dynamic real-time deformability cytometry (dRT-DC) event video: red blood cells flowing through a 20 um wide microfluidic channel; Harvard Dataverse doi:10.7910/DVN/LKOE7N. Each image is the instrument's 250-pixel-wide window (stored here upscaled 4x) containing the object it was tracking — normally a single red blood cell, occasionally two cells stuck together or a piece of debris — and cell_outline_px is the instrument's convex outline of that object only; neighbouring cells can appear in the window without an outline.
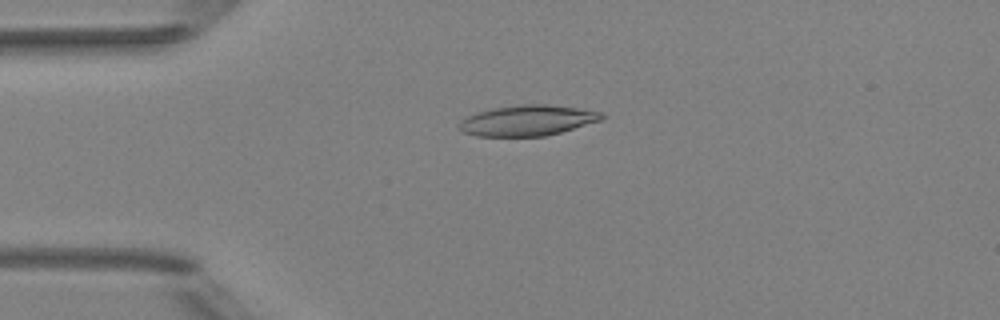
{"species": "Egyptian fruit bat (a non-hibernating species)", "species_latin": "Rousettus aegyptiacus", "temperature_condition": "room temperature", "stored_images_in_passage": 6, "camera_frame_rate_fps": 3000, "um_per_image_px": 0.085, "animal": {"sex": "female"}, "frame": {"image": 1, "passage_image": 4, "time_ms": 3.333, "image_size_px": [1000, 320], "cell_outline_px": [[604, 120], [560, 132], [544, 136], [476, 136], [460, 132], [460, 120], [476, 112], [492, 108], [520, 104], [548, 104], [604, 112]], "centroid_in_image_um": [44.84, 10.23], "position_along_channel_um": 40.2, "area_um2": 25.55}}
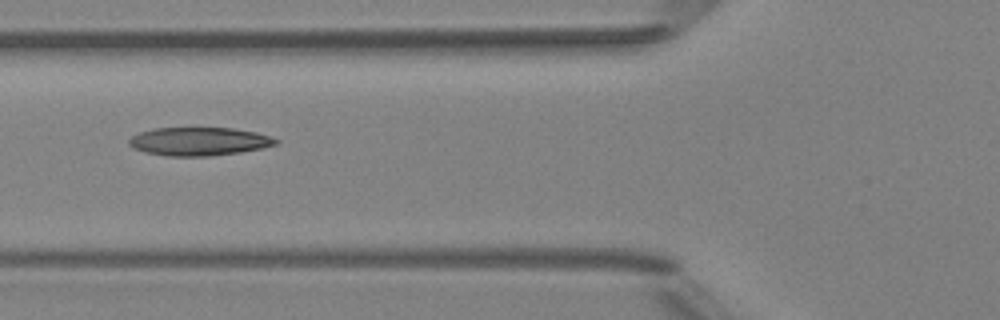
{"frame": {"image": 2, "passage_image": 6, "time_ms": 5.667, "image_size_px": [1000, 320], "cell_outline_px": [[280, 140], [276, 144], [260, 148], [240, 152], [208, 156], [168, 156], [144, 152], [132, 148], [128, 144], [128, 140], [132, 136], [140, 132], [156, 128], [232, 128], [256, 132]], "centroid_in_image_um": [16.88, 12.02], "position_along_channel_um": 108.9, "area_um2": 24.1}}